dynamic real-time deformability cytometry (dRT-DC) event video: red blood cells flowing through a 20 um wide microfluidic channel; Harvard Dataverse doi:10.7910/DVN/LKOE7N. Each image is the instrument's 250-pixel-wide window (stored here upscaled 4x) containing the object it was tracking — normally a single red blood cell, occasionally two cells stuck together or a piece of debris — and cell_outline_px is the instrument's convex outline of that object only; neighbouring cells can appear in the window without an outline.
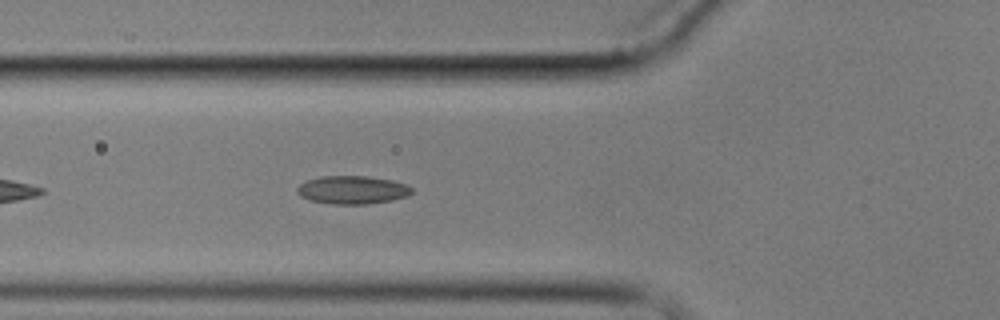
{"species": "common noctule bat (a hibernating species)", "species_latin": "Nyctalus noctula", "temperature_condition": "cold", "stored_images_in_passage": 6, "segment_of_instrument_passage": [1, 2], "camera_frame_rate_fps": 3000, "um_per_image_px": 0.085, "animal": {"sex": "male", "body_mass_g": 17.9}, "frame": {"image": 1, "passage_image": 5, "time_ms": 4.667, "image_size_px": [1000, 320], "cell_outline_px": [[412, 192], [408, 196], [392, 200], [368, 204], [332, 204], [312, 200], [300, 196], [296, 192], [296, 188], [300, 184], [308, 180], [320, 176], [368, 176], [392, 180], [404, 184], [412, 188]], "centroid_in_image_um": [29.95, 16.14], "position_along_channel_um": 95.9, "area_um2": 18.79}}